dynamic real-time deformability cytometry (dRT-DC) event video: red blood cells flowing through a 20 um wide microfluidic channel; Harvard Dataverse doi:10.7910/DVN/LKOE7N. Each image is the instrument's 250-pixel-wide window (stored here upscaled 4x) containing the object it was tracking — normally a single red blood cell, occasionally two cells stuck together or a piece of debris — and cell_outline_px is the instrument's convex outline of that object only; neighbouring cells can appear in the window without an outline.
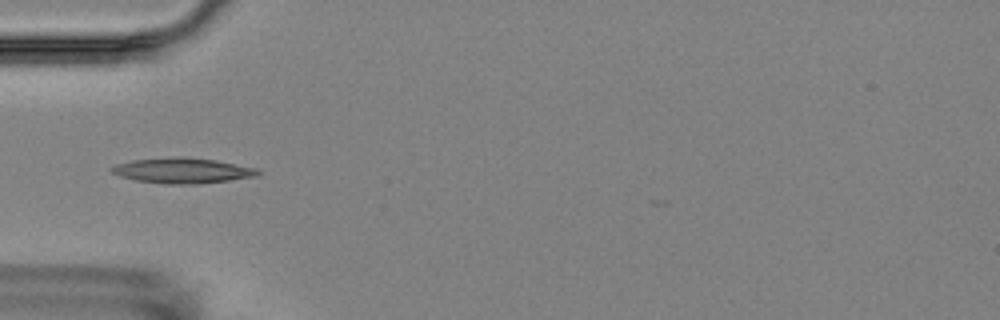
{"species": "Egyptian fruit bat (a non-hibernating species)", "species_latin": "Rousettus aegyptiacus", "temperature_condition": "room temperature", "stored_images_in_passage": 14, "camera_frame_rate_fps": 3000, "um_per_image_px": 0.085, "animal": {"sex": "female"}, "frame": {"image": 1, "passage_image": 5, "time_ms": 4.667, "image_size_px": [1000, 320], "cell_outline_px": [[264, 172], [260, 176], [196, 184], [164, 184], [136, 180], [120, 176], [112, 172], [108, 168], [116, 164], [132, 160], [176, 156], [184, 156], [216, 160], [256, 168]], "centroid_in_image_um": [15.53, 14.49], "position_along_channel_um": 69.5, "area_um2": 21.85}}
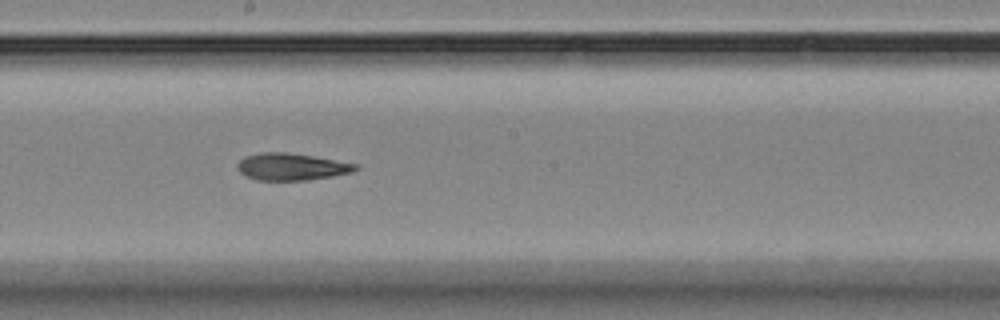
{"frame": {"image": 2, "passage_image": 9, "time_ms": 9.0, "image_size_px": [1000, 320], "cell_outline_px": [[360, 168], [352, 172], [332, 176], [308, 180], [256, 180], [244, 176], [236, 168], [236, 164], [244, 156], [260, 152], [284, 152], [312, 156], [360, 164]], "centroid_in_image_um": [24.76, 14.17], "position_along_channel_um": 223.4, "area_um2": 18.79}}
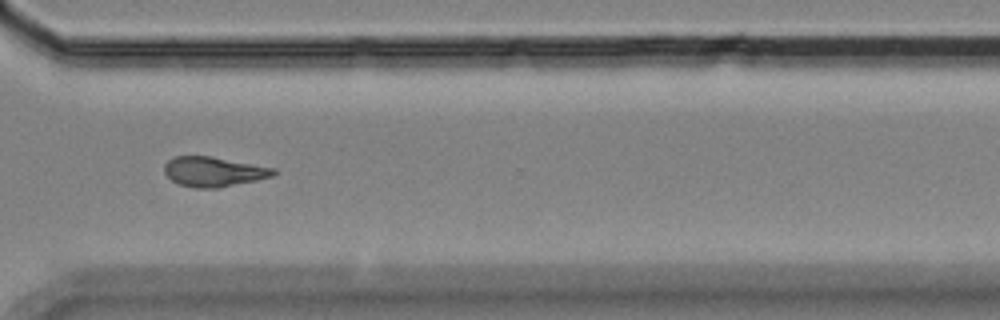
{"frame": {"image": 3, "passage_image": 12, "time_ms": 12.667, "image_size_px": [1000, 320], "cell_outline_px": [[276, 172], [272, 176], [256, 180], [216, 188], [196, 188], [180, 184], [172, 180], [164, 172], [164, 164], [168, 160], [176, 156], [208, 156], [276, 168]], "centroid_in_image_um": [18.14, 14.59], "position_along_channel_um": 352.5, "area_um2": 18.67}}